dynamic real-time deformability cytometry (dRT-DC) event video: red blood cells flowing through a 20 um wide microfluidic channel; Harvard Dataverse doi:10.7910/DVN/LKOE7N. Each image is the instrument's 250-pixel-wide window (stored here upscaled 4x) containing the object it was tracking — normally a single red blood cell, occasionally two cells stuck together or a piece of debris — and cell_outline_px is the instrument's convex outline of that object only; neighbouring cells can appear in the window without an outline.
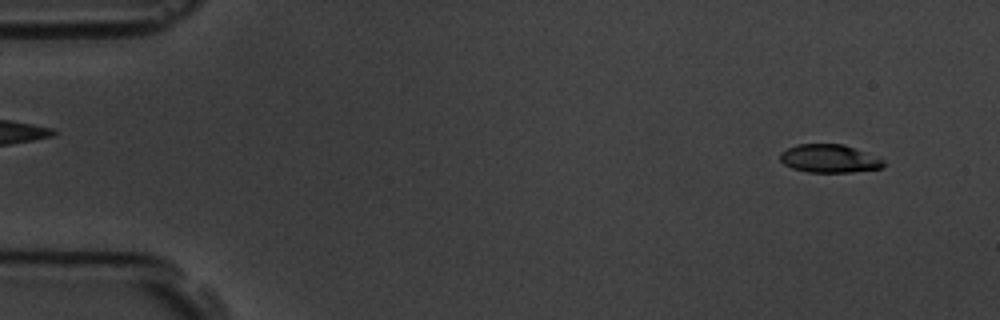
{"species": "common noctule bat (a hibernating species)", "species_latin": "Nyctalus noctula", "temperature_condition": "room temperature", "stored_images_in_passage": 6, "camera_frame_rate_fps": 3000, "um_per_image_px": 0.085, "animal": {"sex": "male", "body_mass_g": 19.5, "forearm_length_mm": 54.6}, "frame": {"image": 1, "passage_image": 2, "time_ms": 1.333, "image_size_px": [1000, 320], "cell_outline_px": [[884, 168], [852, 172], [808, 172], [792, 168], [784, 164], [780, 160], [780, 152], [796, 144], [844, 144], [880, 156], [884, 160]], "centroid_in_image_um": [70.54, 13.47], "position_along_channel_um": 14.5, "area_um2": 17.28}}